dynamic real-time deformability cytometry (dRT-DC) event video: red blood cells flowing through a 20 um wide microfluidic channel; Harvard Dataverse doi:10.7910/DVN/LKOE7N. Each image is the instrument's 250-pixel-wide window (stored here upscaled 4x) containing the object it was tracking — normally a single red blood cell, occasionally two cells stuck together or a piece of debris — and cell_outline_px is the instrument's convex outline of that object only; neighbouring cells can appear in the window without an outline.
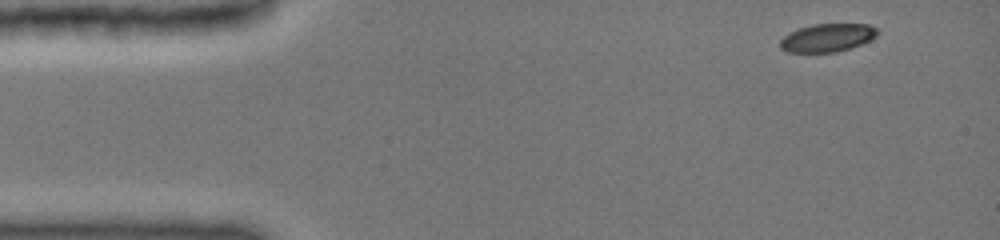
{"species": "common noctule bat (a hibernating species)", "species_latin": "Nyctalus noctula", "temperature_condition": "cold", "stored_images_in_passage": 7, "camera_frame_rate_fps": 3000, "um_per_image_px": 0.085, "animal": {"sex": "female", "body_mass_g": 19.0, "forearm_length_mm": 51.5}, "frame": {"image": 1, "passage_image": 1, "time_ms": 0.0, "image_size_px": [1000, 240], "cell_outline_px": [[876, 36], [860, 44], [848, 48], [832, 52], [788, 52], [780, 48], [780, 40], [784, 36], [800, 28], [812, 24], [868, 24], [876, 28]], "centroid_in_image_um": [70.29, 3.2], "position_along_channel_um": 14.7, "area_um2": 15.55}}
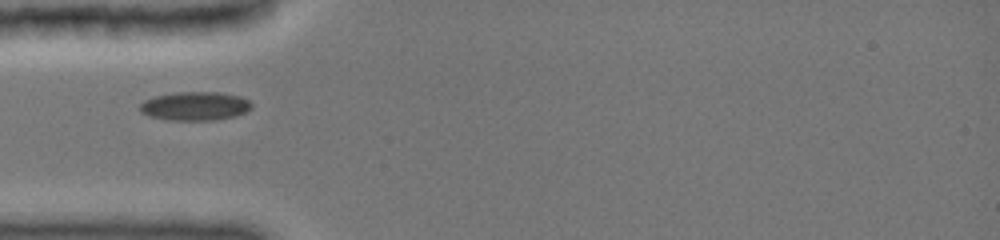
{"frame": {"image": 2, "passage_image": 6, "time_ms": 3.667, "image_size_px": [1000, 240], "cell_outline_px": [[252, 108], [236, 116], [212, 120], [172, 120], [152, 116], [140, 112], [140, 104], [144, 100], [156, 96], [180, 92], [220, 92], [240, 96], [248, 100], [252, 104]], "centroid_in_image_um": [16.61, 9.01], "position_along_channel_um": 68.4, "area_um2": 18.5}}